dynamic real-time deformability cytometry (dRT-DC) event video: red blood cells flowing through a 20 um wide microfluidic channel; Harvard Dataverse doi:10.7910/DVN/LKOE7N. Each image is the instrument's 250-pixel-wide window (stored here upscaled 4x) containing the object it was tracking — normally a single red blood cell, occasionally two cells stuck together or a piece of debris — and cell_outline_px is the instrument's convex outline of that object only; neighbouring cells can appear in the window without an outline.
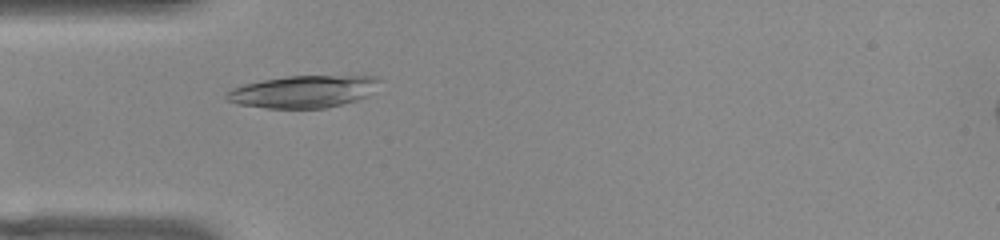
{"species": "common noctule bat (a hibernating species)", "species_latin": "Nyctalus noctula", "temperature_condition": "warm", "stored_images_in_passage": 38, "camera_frame_rate_fps": 3000, "um_per_image_px": 0.085, "animal": {"sex": "female", "body_mass_g": 22.0, "forearm_length_mm": 56.7}, "frame": {"image": 1, "passage_image": 1, "time_ms": 0.0, "image_size_px": [1000, 240], "cell_outline_px": [[380, 80], [364, 96], [356, 100], [324, 108], [264, 108], [236, 104], [228, 100], [224, 96], [232, 88], [244, 84], [264, 80], [288, 76], [376, 76]], "centroid_in_image_um": [25.68, 7.79], "position_along_channel_um": 59.3, "area_um2": 28.15}}
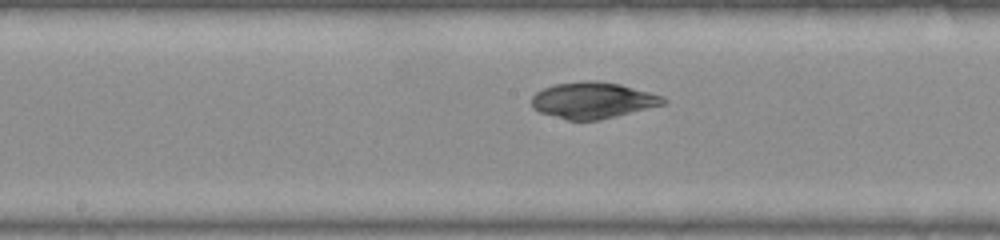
{"frame": {"image": 2, "passage_image": 12, "time_ms": 3.667, "image_size_px": [1000, 240], "cell_outline_px": [[668, 100], [664, 104], [600, 120], [568, 120], [540, 112], [532, 108], [532, 96], [536, 92], [544, 88], [556, 84], [584, 80], [596, 80], [620, 84], [664, 96]], "centroid_in_image_um": [50.39, 8.52], "position_along_channel_um": 197.8, "area_um2": 27.74}}
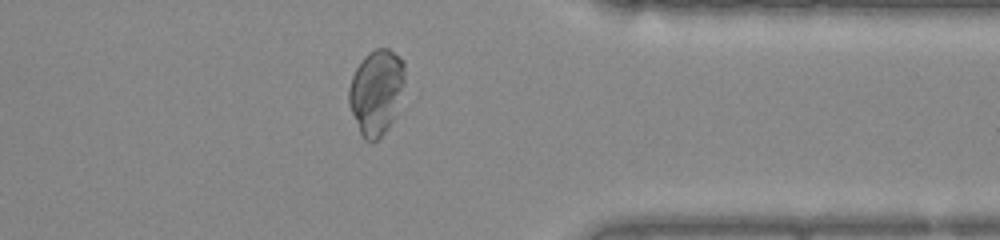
{"frame": {"image": 3, "passage_image": 27, "time_ms": 8.667, "image_size_px": [1000, 240], "cell_outline_px": [[404, 80], [392, 120], [384, 132], [372, 144], [364, 140], [360, 132], [348, 104], [348, 88], [352, 76], [356, 68], [364, 56], [368, 52], [376, 48], [388, 48], [404, 60]], "centroid_in_image_um": [31.94, 7.8], "position_along_channel_um": 379.5, "area_um2": 27.4}}